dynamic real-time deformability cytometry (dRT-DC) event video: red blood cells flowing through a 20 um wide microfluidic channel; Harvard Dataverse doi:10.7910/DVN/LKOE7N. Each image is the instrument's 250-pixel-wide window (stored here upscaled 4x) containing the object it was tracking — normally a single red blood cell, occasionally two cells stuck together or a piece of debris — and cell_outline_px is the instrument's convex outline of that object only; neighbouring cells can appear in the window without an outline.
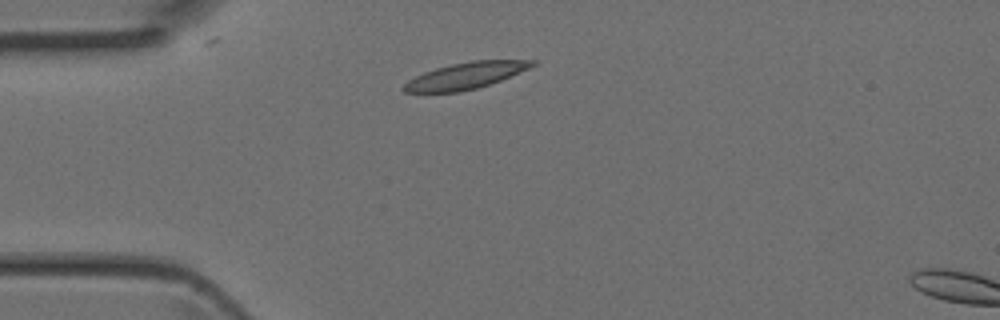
{"species": "Egyptian fruit bat (a non-hibernating species)", "species_latin": "Rousettus aegyptiacus", "temperature_condition": "room temperature", "stored_images_in_passage": 3, "camera_frame_rate_fps": 3000, "um_per_image_px": 0.085, "animal": {"sex": "female"}, "frame": {"image": 1, "passage_image": 2, "time_ms": 0.333, "image_size_px": [1000, 320], "cell_outline_px": [[536, 64], [528, 68], [500, 80], [476, 88], [460, 92], [404, 92], [400, 88], [408, 80], [424, 72], [436, 68], [452, 64], [472, 60], [536, 60]], "centroid_in_image_um": [39.53, 6.43], "position_along_channel_um": 45.5, "area_um2": 19.54}}